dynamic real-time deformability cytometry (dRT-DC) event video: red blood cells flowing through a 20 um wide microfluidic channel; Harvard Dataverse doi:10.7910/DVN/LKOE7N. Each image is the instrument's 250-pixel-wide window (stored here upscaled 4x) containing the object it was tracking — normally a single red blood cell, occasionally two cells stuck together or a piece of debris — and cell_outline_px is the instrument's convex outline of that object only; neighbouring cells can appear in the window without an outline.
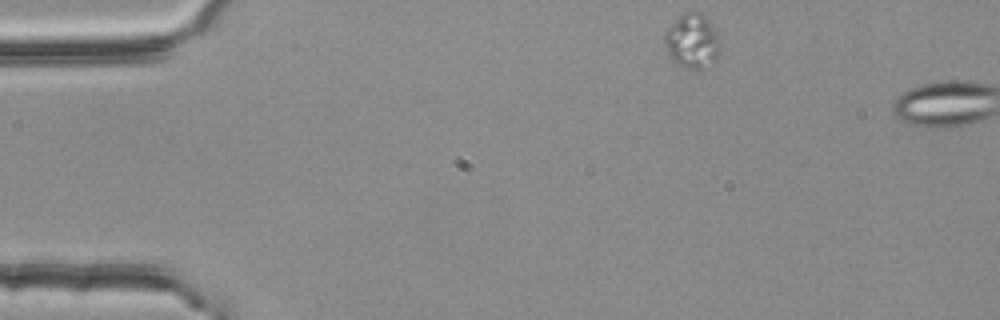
{"species": "common noctule bat (a hibernating species)", "species_latin": "Nyctalus noctula", "temperature_condition": "room temperature", "stored_images_in_passage": 3, "segment_of_instrument_passage": [1, 2], "camera_frame_rate_fps": 3000, "um_per_image_px": 0.085, "animal": {"sex": "female", "body_mass_g": 25.1}, "frame": {"image": 1, "passage_image": 1, "time_ms": 0.0, "image_size_px": [1000, 320], "cell_outline_px": [[720, 48], [716, 60], [704, 68], [688, 68], [672, 60], [664, 44], [664, 32], [684, 12], [700, 12], [704, 16], [716, 32]], "centroid_in_image_um": [58.82, 3.49], "position_along_channel_um": 26.2, "area_um2": 17.17}}